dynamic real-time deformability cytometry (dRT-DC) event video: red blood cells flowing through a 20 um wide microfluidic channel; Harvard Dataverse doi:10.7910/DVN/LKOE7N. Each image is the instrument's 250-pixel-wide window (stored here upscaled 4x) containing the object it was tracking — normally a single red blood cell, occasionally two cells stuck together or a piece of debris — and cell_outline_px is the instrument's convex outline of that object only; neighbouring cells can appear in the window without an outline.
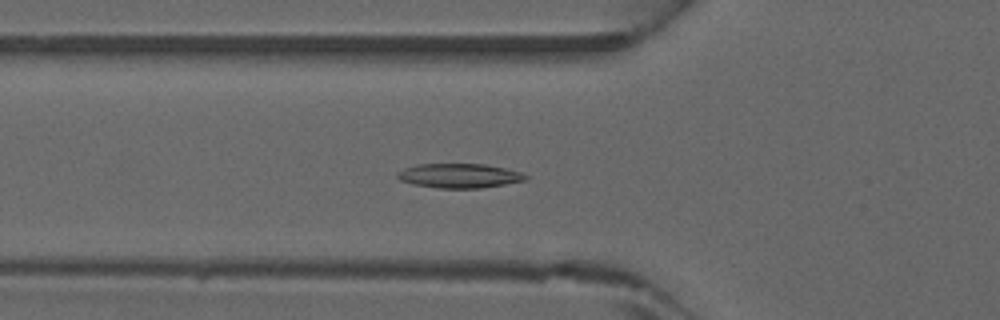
{"species": "common noctule bat (a hibernating species)", "species_latin": "Nyctalus noctula", "temperature_condition": "warm", "stored_images_in_passage": 45, "camera_frame_rate_fps": 3000, "um_per_image_px": 0.085, "animal": {"sex": "male", "forearm_length_mm": 52.5}, "frame": {"image": 1, "passage_image": 16, "time_ms": 5.0, "image_size_px": [1000, 320], "cell_outline_px": [[528, 180], [480, 188], [440, 188], [412, 184], [400, 180], [396, 176], [396, 172], [404, 168], [420, 164], [484, 164], [508, 168], [520, 172], [528, 176]], "centroid_in_image_um": [39.05, 14.93], "position_along_channel_um": 86.8, "area_um2": 18.26}}
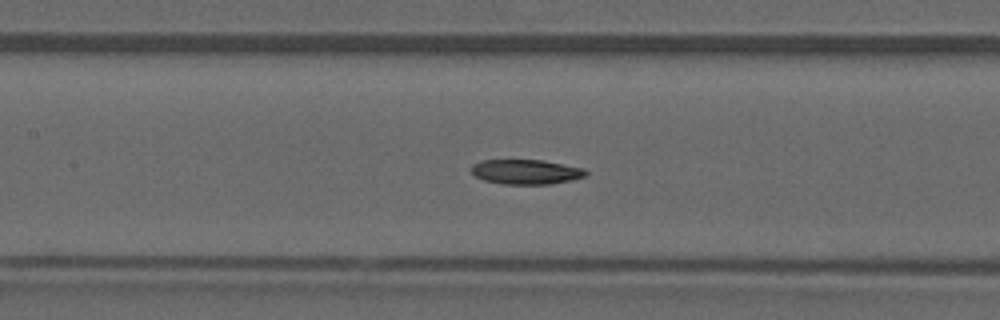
{"frame": {"image": 2, "passage_image": 21, "time_ms": 6.667, "image_size_px": [1000, 320], "cell_outline_px": [[588, 172], [584, 176], [572, 180], [552, 184], [504, 184], [484, 180], [476, 176], [472, 172], [472, 164], [480, 160], [540, 160], [584, 168]], "centroid_in_image_um": [44.71, 14.61], "position_along_channel_um": 162.7, "area_um2": 16.42}}
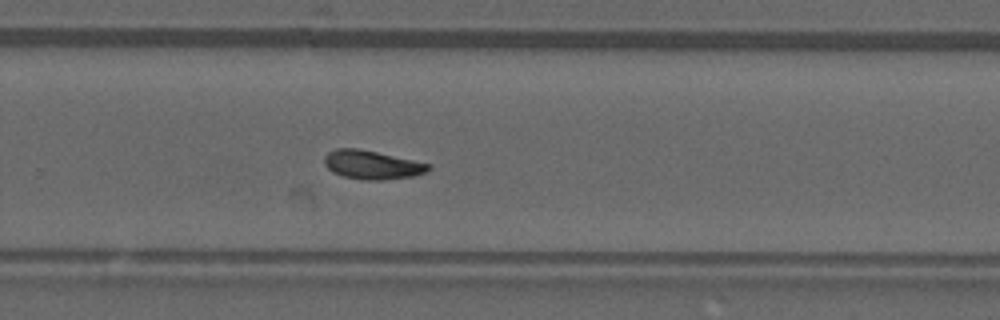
{"frame": {"image": 3, "passage_image": 30, "time_ms": 9.667, "image_size_px": [1000, 320], "cell_outline_px": [[432, 168], [424, 172], [412, 176], [380, 180], [364, 180], [344, 176], [332, 172], [324, 164], [324, 156], [328, 152], [336, 148], [360, 148], [432, 164]], "centroid_in_image_um": [31.61, 13.99], "position_along_channel_um": 298.2, "area_um2": 17.46}}